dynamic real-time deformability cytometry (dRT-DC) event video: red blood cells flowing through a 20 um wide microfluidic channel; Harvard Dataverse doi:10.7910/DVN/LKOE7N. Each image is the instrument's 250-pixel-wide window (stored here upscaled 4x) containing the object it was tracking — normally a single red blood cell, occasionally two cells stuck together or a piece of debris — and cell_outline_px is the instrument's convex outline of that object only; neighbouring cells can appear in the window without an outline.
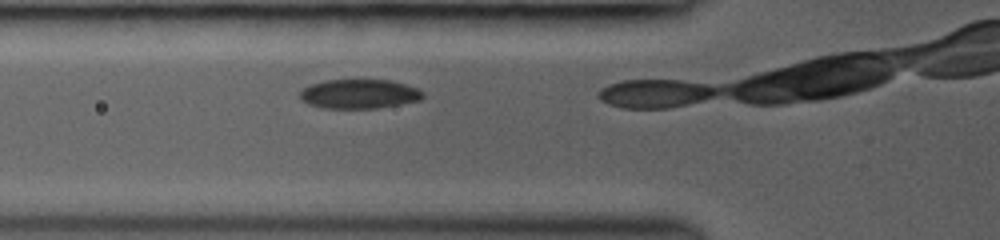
{"species": "common noctule bat (a hibernating species)", "species_latin": "Nyctalus noctula", "temperature_condition": "room temperature", "stored_images_in_passage": 2, "camera_frame_rate_fps": 3000, "um_per_image_px": 0.085, "animal": {"sex": "female", "body_mass_g": 19.0, "forearm_length_mm": 53.3}, "frame": {"image": 1, "passage_image": 2, "time_ms": 0.667, "image_size_px": [1000, 240], "cell_outline_px": [[424, 96], [420, 100], [376, 108], [320, 108], [308, 104], [300, 100], [300, 92], [304, 88], [312, 84], [328, 80], [388, 80], [404, 84], [416, 88], [424, 92]], "centroid_in_image_um": [30.51, 7.99], "position_along_channel_um": 95.3, "area_um2": 20.81}}